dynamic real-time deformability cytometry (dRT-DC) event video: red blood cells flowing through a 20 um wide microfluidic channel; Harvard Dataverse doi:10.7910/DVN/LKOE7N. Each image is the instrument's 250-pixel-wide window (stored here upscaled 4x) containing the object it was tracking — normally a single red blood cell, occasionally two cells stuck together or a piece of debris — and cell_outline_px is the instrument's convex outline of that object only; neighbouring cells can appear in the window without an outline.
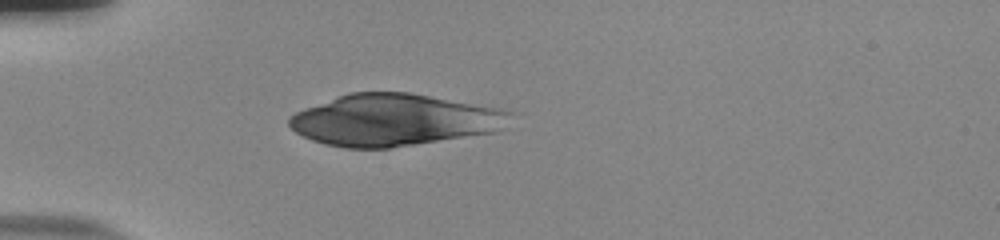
{"species": "human", "species_latin": "Homo sapiens", "temperature_condition": "room temperature", "stored_images_in_passage": 38, "camera_frame_rate_fps": 3000, "um_per_image_px": 0.085, "donor": {"sex": "male"}, "frame": {"image": 1, "passage_image": 1, "time_ms": 0.0, "image_size_px": [1000, 240], "cell_outline_px": [[512, 112], [496, 132], [388, 148], [344, 148], [324, 144], [312, 140], [296, 132], [288, 124], [288, 116], [304, 108], [352, 92], [408, 92], [500, 108]], "centroid_in_image_um": [33.44, 10.2], "position_along_channel_um": 51.6, "area_um2": 66.07}}